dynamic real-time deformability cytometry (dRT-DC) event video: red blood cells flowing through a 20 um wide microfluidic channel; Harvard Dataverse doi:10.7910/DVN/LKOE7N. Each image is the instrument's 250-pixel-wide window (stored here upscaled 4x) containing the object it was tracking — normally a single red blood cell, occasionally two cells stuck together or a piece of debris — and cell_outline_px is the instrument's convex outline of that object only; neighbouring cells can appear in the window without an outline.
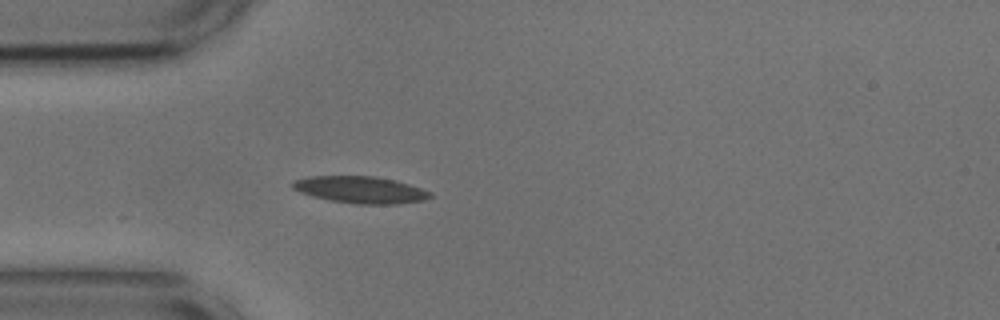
{"species": "common noctule bat (a hibernating species)", "species_latin": "Nyctalus noctula", "temperature_condition": "cold", "stored_images_in_passage": 45, "camera_frame_rate_fps": 3000, "um_per_image_px": 0.085, "animal": {"sex": "male", "body_mass_g": 17.9, "forearm_length_mm": 54.2}, "frame": {"image": 1, "passage_image": 6, "time_ms": 1.667, "image_size_px": [1000, 320], "cell_outline_px": [[432, 196], [424, 200], [396, 204], [356, 204], [332, 200], [312, 196], [300, 192], [292, 188], [292, 180], [308, 176], [376, 176], [408, 184], [432, 192]], "centroid_in_image_um": [30.61, 16.12], "position_along_channel_um": 54.4, "area_um2": 21.44}}
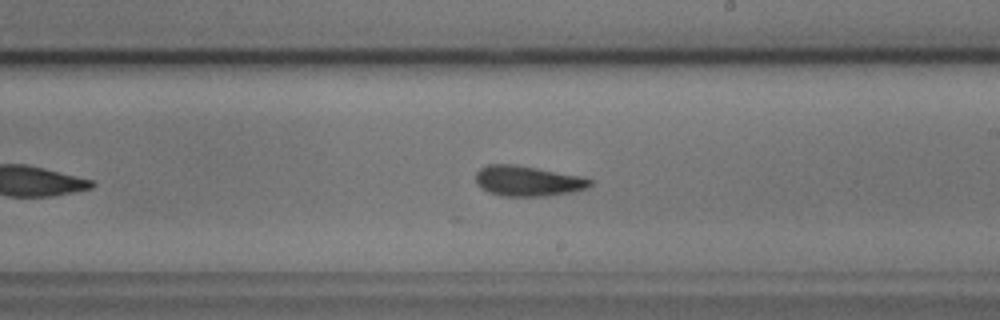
{"frame": {"image": 2, "passage_image": 22, "time_ms": 7.0, "image_size_px": [1000, 320], "cell_outline_px": [[592, 184], [588, 188], [572, 192], [544, 196], [500, 196], [488, 192], [480, 188], [476, 184], [476, 172], [480, 168], [488, 164], [516, 164], [584, 176], [592, 180]], "centroid_in_image_um": [44.86, 15.38], "position_along_channel_um": 244.1, "area_um2": 20.58}}
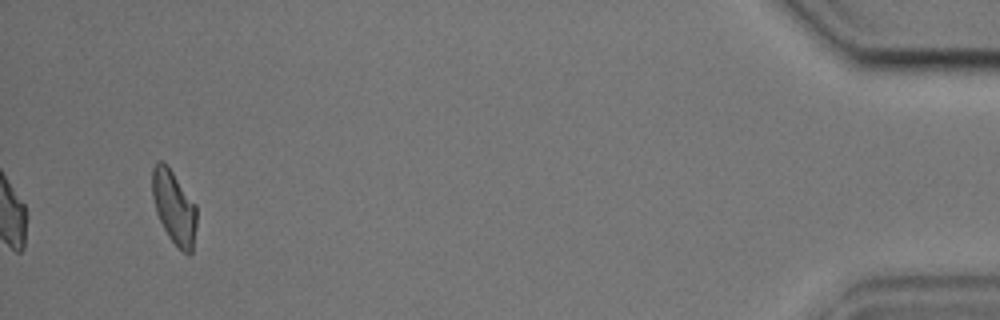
{"frame": {"image": 3, "passage_image": 43, "time_ms": 14.0, "image_size_px": [1000, 320], "cell_outline_px": [[196, 228], [192, 252], [188, 256], [168, 236], [156, 212], [152, 196], [152, 168], [156, 160], [164, 160], [168, 164], [196, 204]], "centroid_in_image_um": [14.79, 17.55], "position_along_channel_um": 420.4, "area_um2": 19.25}, "authors_computed_cell_mechanics": {"area_um2": 20.0566, "velocity_mm_per_s": 3.6406, "shape_relaxation_time_tau1_ms": 3.552, "shape_relaxation_time_tau2_ms": 2.3943, "deformation_change_tau1": 0.1243, "deformation_change_tau2": 0.1013}}